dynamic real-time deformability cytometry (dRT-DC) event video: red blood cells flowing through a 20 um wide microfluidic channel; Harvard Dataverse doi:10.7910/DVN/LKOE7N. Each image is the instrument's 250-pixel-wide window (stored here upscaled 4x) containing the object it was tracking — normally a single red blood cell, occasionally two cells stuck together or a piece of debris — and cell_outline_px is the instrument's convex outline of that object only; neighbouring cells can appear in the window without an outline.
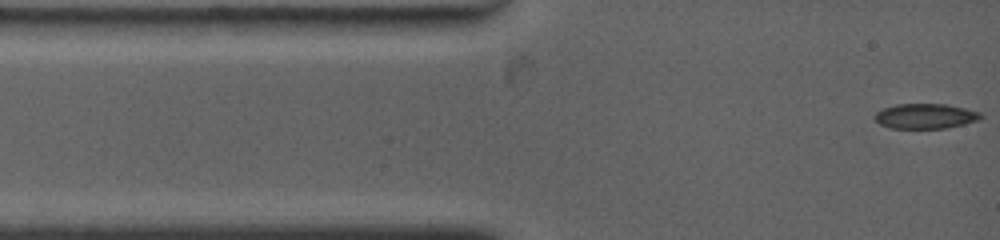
{"species": "common noctule bat (a hibernating species)", "species_latin": "Nyctalus noctula", "temperature_condition": "warm", "stored_images_in_passage": 10, "camera_frame_rate_fps": 4500, "um_per_image_px": 0.085, "animal": {"sex": "female", "body_mass_g": 19.0, "forearm_length_mm": 53.3}, "frame": {"image": 1, "passage_image": 1, "time_ms": 0.0, "image_size_px": [1000, 240], "cell_outline_px": [[980, 116], [976, 120], [964, 124], [944, 128], [892, 128], [880, 124], [872, 116], [876, 112], [884, 108], [896, 104], [948, 104], [980, 112]], "centroid_in_image_um": [78.6, 9.86], "position_along_channel_um": 6.4, "area_um2": 15.26}}
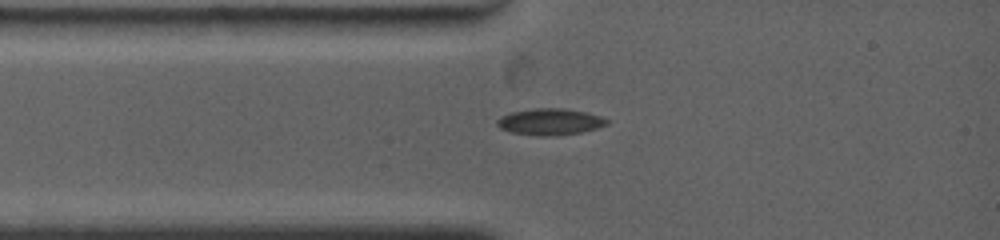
{"frame": {"image": 2, "passage_image": 6, "time_ms": 2.0, "image_size_px": [1000, 240], "cell_outline_px": [[608, 124], [596, 128], [580, 132], [552, 136], [536, 136], [512, 132], [500, 128], [496, 124], [496, 120], [500, 116], [512, 112], [532, 108], [564, 108], [588, 112], [600, 116], [608, 120]], "centroid_in_image_um": [46.73, 10.34], "position_along_channel_um": 38.3, "area_um2": 16.99}}
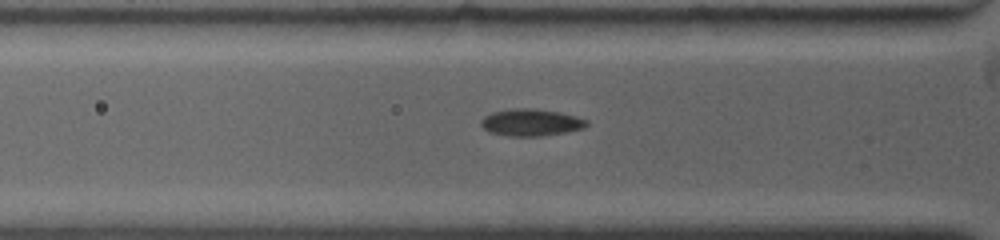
{"frame": {"image": 3, "passage_image": 9, "time_ms": 3.111, "image_size_px": [1000, 240], "cell_outline_px": [[588, 124], [584, 128], [564, 132], [540, 136], [508, 136], [488, 132], [480, 124], [480, 120], [484, 116], [492, 112], [512, 108], [532, 108], [560, 112], [576, 116], [588, 120]], "centroid_in_image_um": [45.11, 10.4], "position_along_channel_um": 80.7, "area_um2": 16.7}}